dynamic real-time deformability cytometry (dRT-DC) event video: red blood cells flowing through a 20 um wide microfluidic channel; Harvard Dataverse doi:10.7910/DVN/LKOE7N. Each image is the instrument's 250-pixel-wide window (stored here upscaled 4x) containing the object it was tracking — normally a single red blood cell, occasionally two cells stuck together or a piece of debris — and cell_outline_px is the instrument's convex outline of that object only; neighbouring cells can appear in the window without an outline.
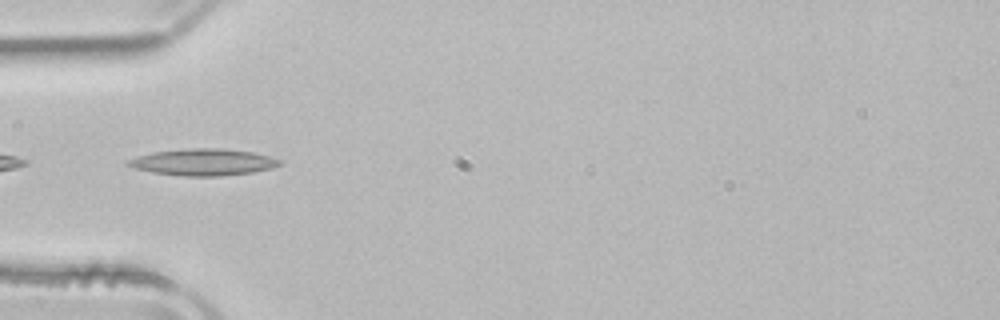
{"species": "common noctule bat (a hibernating species)", "species_latin": "Nyctalus noctula", "temperature_condition": "room temperature", "stored_images_in_passage": 12, "camera_frame_rate_fps": 3000, "um_per_image_px": 0.085, "animal": {"sex": "male", "body_mass_g": 21.5, "forearm_length_mm": 52.0}, "frame": {"image": 1, "passage_image": 10, "time_ms": 3.0, "image_size_px": [1000, 320], "cell_outline_px": [[284, 164], [272, 168], [252, 172], [220, 176], [184, 176], [152, 172], [136, 168], [124, 164], [124, 160], [136, 156], [152, 152], [188, 148], [220, 148], [252, 152], [284, 160]], "centroid_in_image_um": [17.27, 13.78], "position_along_channel_um": 67.7, "area_um2": 23.76}}